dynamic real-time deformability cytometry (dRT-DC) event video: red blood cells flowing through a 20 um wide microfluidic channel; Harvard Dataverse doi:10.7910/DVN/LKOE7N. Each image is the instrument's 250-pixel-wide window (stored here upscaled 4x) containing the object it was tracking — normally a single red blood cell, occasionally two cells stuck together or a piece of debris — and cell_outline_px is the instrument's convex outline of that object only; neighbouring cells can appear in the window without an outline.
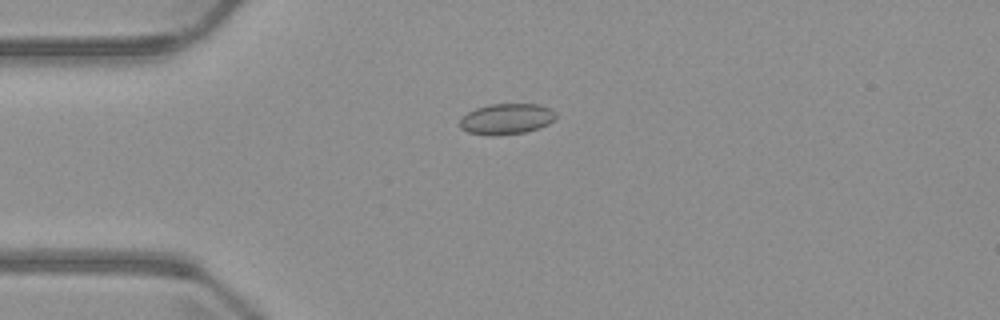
{"species": "common noctule bat (a hibernating species)", "species_latin": "Nyctalus noctula", "temperature_condition": "warm", "stored_images_in_passage": 3, "camera_frame_rate_fps": 3000, "um_per_image_px": 0.085, "animal": {"sex": "male", "body_mass_g": 23.1, "forearm_length_mm": 52.7}, "frame": {"image": 1, "passage_image": 2, "time_ms": 1.667, "image_size_px": [1000, 320], "cell_outline_px": [[556, 120], [548, 124], [524, 132], [496, 136], [492, 136], [468, 132], [460, 128], [460, 120], [468, 112], [476, 108], [488, 104], [540, 104], [556, 112]], "centroid_in_image_um": [43.06, 10.11], "position_along_channel_um": 41.9, "area_um2": 17.22}}